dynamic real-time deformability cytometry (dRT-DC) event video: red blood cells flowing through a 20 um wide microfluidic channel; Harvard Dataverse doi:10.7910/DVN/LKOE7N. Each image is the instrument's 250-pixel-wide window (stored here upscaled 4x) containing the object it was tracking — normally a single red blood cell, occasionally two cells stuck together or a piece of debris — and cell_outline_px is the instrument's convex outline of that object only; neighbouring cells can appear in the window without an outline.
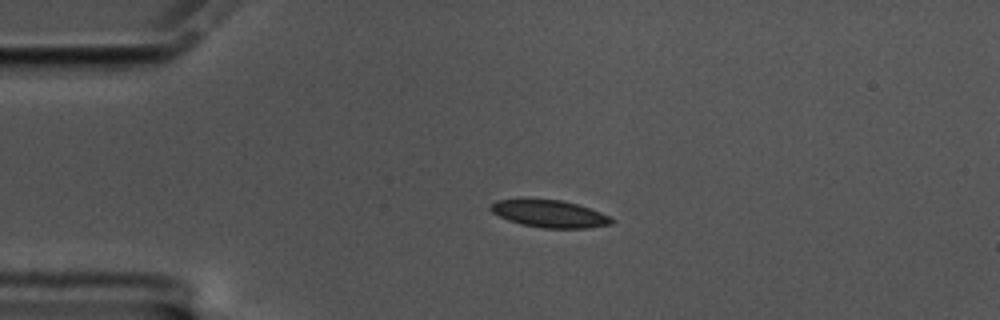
{"species": "common noctule bat (a hibernating species)", "species_latin": "Nyctalus noctula", "temperature_condition": "cold", "stored_images_in_passage": 47, "camera_frame_rate_fps": 3000, "um_per_image_px": 0.085, "animal": {"sex": "male", "body_mass_g": 17.5, "forearm_length_mm": 52.3}, "frame": {"image": 1, "passage_image": 1, "time_ms": 0.0, "image_size_px": [1000, 320], "cell_outline_px": [[616, 220], [612, 224], [588, 228], [544, 228], [520, 224], [508, 220], [492, 212], [488, 208], [496, 200], [520, 196], [524, 196], [560, 200], [576, 204], [612, 216]], "centroid_in_image_um": [46.66, 18.13], "position_along_channel_um": 38.3, "area_um2": 20.0}}
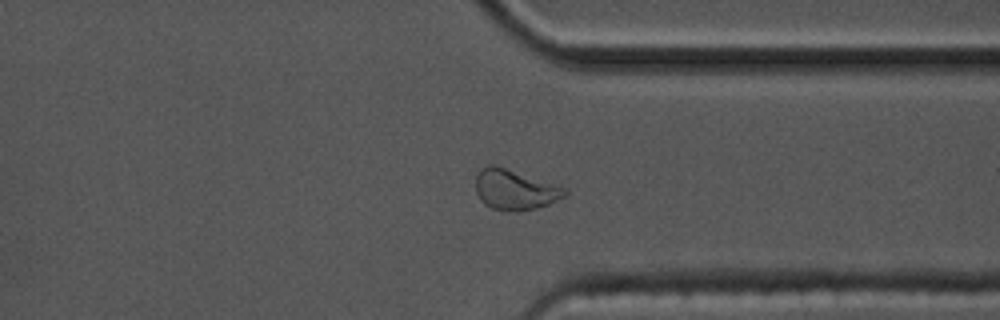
{"frame": {"image": 2, "passage_image": 33, "time_ms": 10.667, "image_size_px": [1000, 320], "cell_outline_px": [[568, 192], [564, 196], [548, 204], [536, 208], [520, 212], [508, 212], [492, 208], [484, 204], [480, 200], [476, 192], [476, 176], [488, 164], [492, 164], [564, 188]], "centroid_in_image_um": [43.71, 16.17], "position_along_channel_um": 367.7, "area_um2": 20.4}}
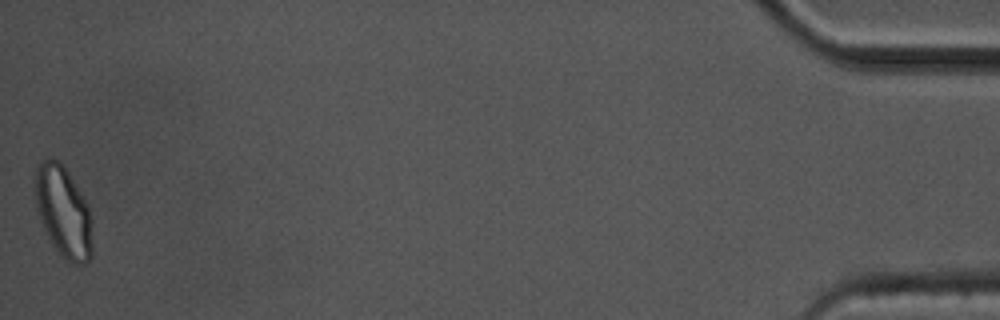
{"frame": {"image": 3, "passage_image": 47, "time_ms": 15.333, "image_size_px": [1000, 320], "cell_outline_px": [[92, 256], [84, 264], [72, 264], [52, 244], [36, 212], [32, 188], [36, 164], [40, 160], [48, 156], [52, 156], [68, 172], [88, 204], [92, 220]], "centroid_in_image_um": [5.34, 17.93], "position_along_channel_um": 429.9, "area_um2": 31.1}, "authors_computed_cell_mechanics": {"area_um2": 19.5942, "velocity_mm_per_s": 3.3745, "shape_relaxation_time_tau1_ms": 2.8572, "shape_relaxation_time_tau2_ms": 2.0648, "deformation_change_tau1": 0.1173, "deformation_change_tau2": 0.0769}}